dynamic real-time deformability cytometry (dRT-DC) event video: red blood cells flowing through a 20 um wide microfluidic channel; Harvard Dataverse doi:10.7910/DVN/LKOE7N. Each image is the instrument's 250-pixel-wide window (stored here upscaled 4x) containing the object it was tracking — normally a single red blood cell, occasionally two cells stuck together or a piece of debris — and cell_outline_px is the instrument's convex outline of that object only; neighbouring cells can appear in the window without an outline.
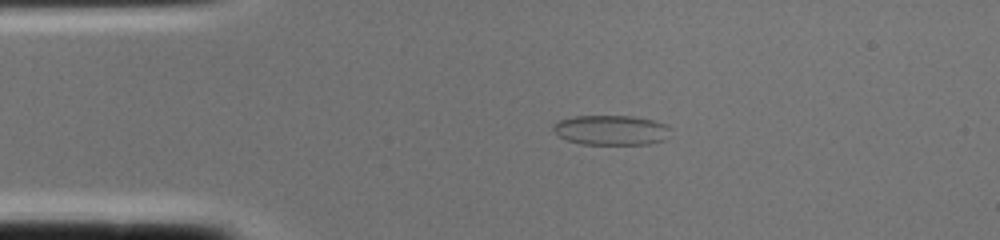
{"species": "common noctule bat (a hibernating species)", "species_latin": "Nyctalus noctula", "temperature_condition": "cold", "stored_images_in_passage": 1, "camera_frame_rate_fps": 3000, "um_per_image_px": 0.085, "animal": {"sex": "female", "body_mass_g": 22.0, "forearm_length_mm": 56.7}, "frame": {"image": 1, "passage_image": 1, "time_ms": 0.0, "image_size_px": [1000, 240], "cell_outline_px": [[672, 128], [664, 140], [648, 144], [580, 144], [568, 140], [560, 136], [552, 128], [552, 124], [560, 120], [572, 116], [632, 116], [652, 120], [664, 124]], "centroid_in_image_um": [51.94, 11.06], "position_along_channel_um": 33.1, "area_um2": 20.35}}